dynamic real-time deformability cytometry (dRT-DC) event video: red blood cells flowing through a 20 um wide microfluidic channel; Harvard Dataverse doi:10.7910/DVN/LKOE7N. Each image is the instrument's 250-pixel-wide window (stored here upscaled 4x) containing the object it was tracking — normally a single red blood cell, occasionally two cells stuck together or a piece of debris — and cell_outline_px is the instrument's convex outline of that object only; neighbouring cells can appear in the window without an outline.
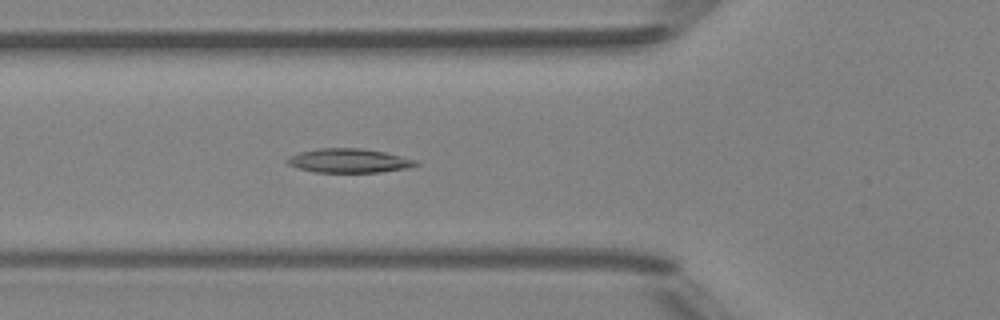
{"species": "Egyptian fruit bat (a non-hibernating species)", "species_latin": "Rousettus aegyptiacus", "temperature_condition": "room temperature", "stored_images_in_passage": 37, "camera_frame_rate_fps": 3000, "um_per_image_px": 0.085, "animal": {"sex": "female"}, "frame": {"image": 1, "passage_image": 9, "time_ms": 2.667, "image_size_px": [1000, 320], "cell_outline_px": [[420, 164], [408, 168], [380, 172], [316, 172], [300, 168], [288, 164], [284, 160], [288, 156], [300, 152], [320, 148], [360, 148], [384, 152], [416, 160]], "centroid_in_image_um": [29.65, 13.65], "position_along_channel_um": 96.2, "area_um2": 17.92}}
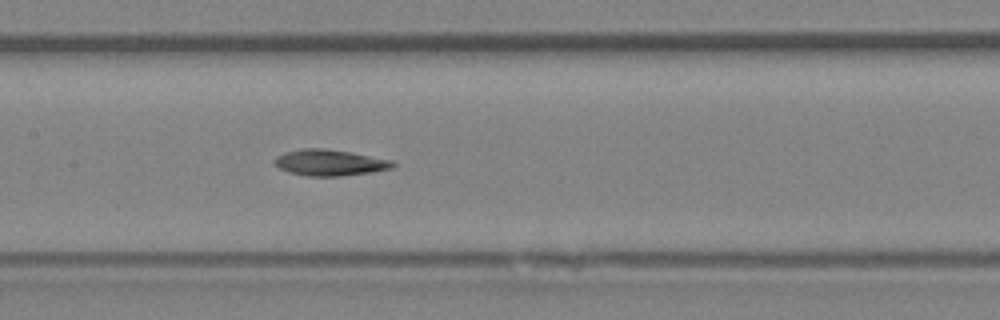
{"frame": {"image": 2, "passage_image": 15, "time_ms": 4.667, "image_size_px": [1000, 320], "cell_outline_px": [[396, 164], [392, 168], [372, 172], [340, 176], [308, 176], [288, 172], [280, 168], [276, 164], [276, 156], [284, 152], [300, 148], [324, 148], [352, 152], [392, 160]], "centroid_in_image_um": [28.05, 13.81], "position_along_channel_um": 179.4, "area_um2": 18.03}}
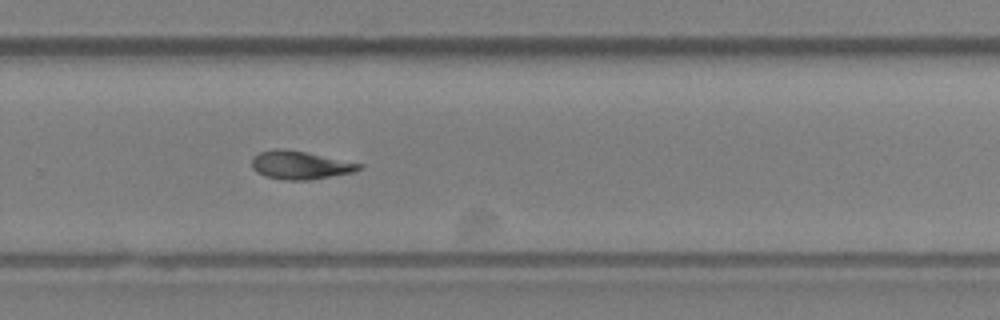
{"frame": {"image": 3, "passage_image": 24, "time_ms": 7.667, "image_size_px": [1000, 320], "cell_outline_px": [[364, 168], [356, 172], [308, 180], [284, 180], [264, 176], [256, 172], [252, 168], [252, 156], [260, 152], [272, 148], [284, 148], [364, 164]], "centroid_in_image_um": [25.51, 14.03], "position_along_channel_um": 304.3, "area_um2": 17.86}, "authors_computed_cell_mechanics": {"area_um2": 18.0336, "velocity_mm_per_s": 4.1774, "shape_relaxation_time_tau1_ms": 5.473, "shape_relaxation_time_tau2_ms": null, "deformation_change_tau1": 0.1379, "deformation_change_tau2": null}}